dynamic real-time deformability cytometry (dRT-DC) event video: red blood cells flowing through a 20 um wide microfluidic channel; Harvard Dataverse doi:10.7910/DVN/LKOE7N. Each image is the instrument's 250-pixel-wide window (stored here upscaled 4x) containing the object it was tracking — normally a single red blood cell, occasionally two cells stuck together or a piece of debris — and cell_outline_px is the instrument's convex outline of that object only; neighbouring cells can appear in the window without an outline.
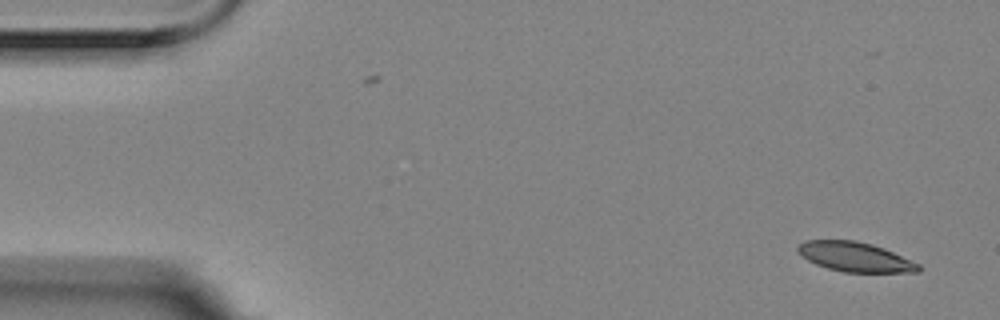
{"species": "Egyptian fruit bat (a non-hibernating species)", "species_latin": "Rousettus aegyptiacus", "temperature_condition": "room temperature", "stored_images_in_passage": 2, "camera_frame_rate_fps": 3000, "um_per_image_px": 0.085, "animal": {"sex": "female"}, "frame": {"image": 1, "passage_image": 2, "time_ms": 0.333, "image_size_px": [1000, 320], "cell_outline_px": [[920, 272], [844, 272], [828, 268], [816, 264], [808, 260], [796, 248], [804, 240], [856, 240], [872, 244], [884, 248], [920, 264]], "centroid_in_image_um": [72.7, 21.83], "position_along_channel_um": 12.3, "area_um2": 20.63}}